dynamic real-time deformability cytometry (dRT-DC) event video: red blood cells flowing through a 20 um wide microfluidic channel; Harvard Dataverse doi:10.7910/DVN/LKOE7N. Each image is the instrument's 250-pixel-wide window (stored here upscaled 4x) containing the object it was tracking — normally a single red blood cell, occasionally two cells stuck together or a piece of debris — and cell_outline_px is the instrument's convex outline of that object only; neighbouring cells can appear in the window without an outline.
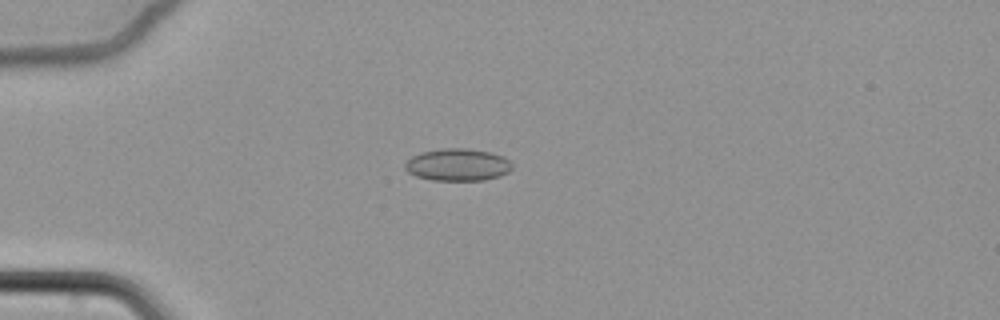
{"species": "common noctule bat (a hibernating species)", "species_latin": "Nyctalus noctula", "temperature_condition": "cold", "stored_images_in_passage": 33, "camera_frame_rate_fps": 3000, "um_per_image_px": 0.085, "animal": {"sex": "female", "body_mass_g": 22.7, "forearm_length_mm": 54.2}, "frame": {"image": 1, "passage_image": 1, "time_ms": 0.0, "image_size_px": [1000, 320], "cell_outline_px": [[500, 172], [492, 176], [472, 180], [448, 180], [424, 176], [416, 172], [432, 152], [480, 152], [496, 156]], "centroid_in_image_um": [39.06, 14.1], "position_along_channel_um": 45.9, "area_um2": 13.93}}
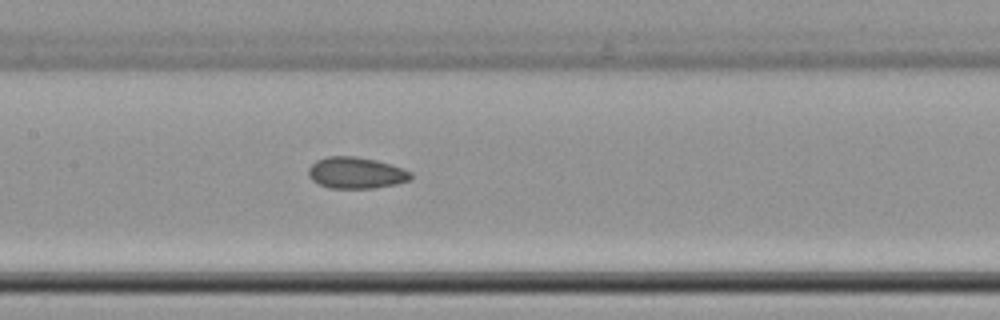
{"frame": {"image": 2, "passage_image": 15, "time_ms": 4.667, "image_size_px": [1000, 320], "cell_outline_px": [[408, 176], [404, 180], [384, 184], [352, 188], [324, 184], [316, 180], [312, 176], [312, 168], [316, 164], [324, 160], [368, 160], [384, 164], [396, 168], [404, 172]], "centroid_in_image_um": [30.25, 14.74], "position_along_channel_um": 177.2, "area_um2": 14.74}}
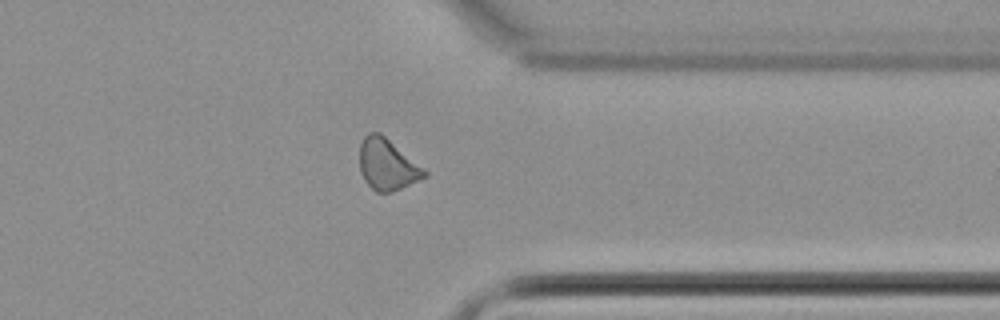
{"frame": {"image": 3, "passage_image": 33, "time_ms": 10.667, "image_size_px": [1000, 320], "cell_outline_px": [[424, 176], [396, 188], [380, 192], [364, 176], [360, 164], [360, 152], [364, 140], [368, 136], [380, 136], [424, 172]], "centroid_in_image_um": [32.84, 14.03], "position_along_channel_um": 378.6, "area_um2": 16.01}, "authors_computed_cell_mechanics": {"area_um2": 14.739, "velocity_mm_per_s": 3.4144, "shape_relaxation_time_tau1_ms": null, "shape_relaxation_time_tau2_ms": 9.2311, "deformation_change_tau1": null, "deformation_change_tau2": 0.1283}}